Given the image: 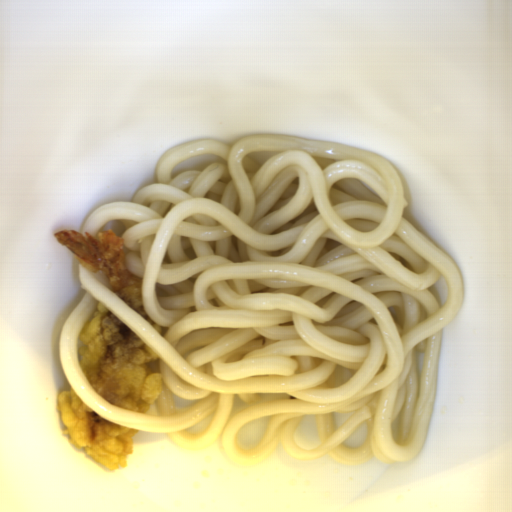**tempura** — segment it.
Wrapping results in <instances>:
<instances>
[{
  "instance_id": "6ee92434",
  "label": "tempura",
  "mask_w": 512,
  "mask_h": 512,
  "mask_svg": "<svg viewBox=\"0 0 512 512\" xmlns=\"http://www.w3.org/2000/svg\"><path fill=\"white\" fill-rule=\"evenodd\" d=\"M67 442L83 449L108 471L127 468L138 430L103 418L86 405L74 388L62 391L57 400Z\"/></svg>"
},
{
  "instance_id": "8679c707",
  "label": "tempura",
  "mask_w": 512,
  "mask_h": 512,
  "mask_svg": "<svg viewBox=\"0 0 512 512\" xmlns=\"http://www.w3.org/2000/svg\"><path fill=\"white\" fill-rule=\"evenodd\" d=\"M78 362L110 405L144 413L162 392L159 356L101 301L81 330Z\"/></svg>"
},
{
  "instance_id": "d4f62c59",
  "label": "tempura",
  "mask_w": 512,
  "mask_h": 512,
  "mask_svg": "<svg viewBox=\"0 0 512 512\" xmlns=\"http://www.w3.org/2000/svg\"><path fill=\"white\" fill-rule=\"evenodd\" d=\"M53 236L79 265L96 273L102 272L111 293L165 338L163 326L158 325L144 307L141 280L127 267L123 237L111 228L98 232L97 236L68 229L59 230Z\"/></svg>"
}]
</instances>
